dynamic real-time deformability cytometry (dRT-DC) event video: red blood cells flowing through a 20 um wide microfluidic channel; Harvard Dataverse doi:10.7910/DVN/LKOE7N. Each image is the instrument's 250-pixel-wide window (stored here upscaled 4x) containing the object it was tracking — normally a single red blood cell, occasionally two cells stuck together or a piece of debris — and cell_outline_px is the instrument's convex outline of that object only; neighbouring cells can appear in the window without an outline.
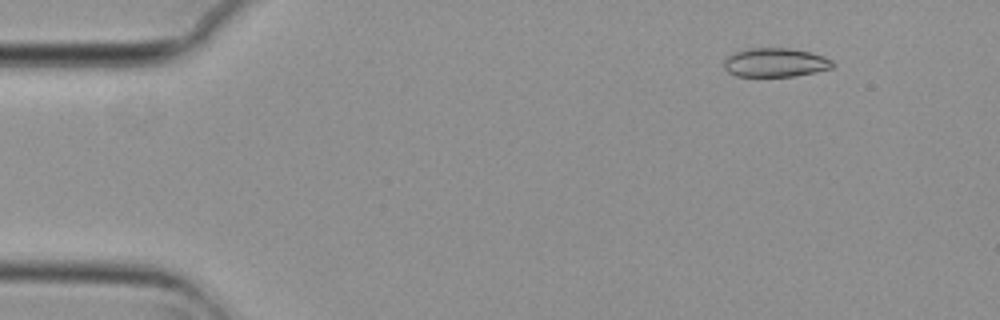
{"species": "common noctule bat (a hibernating species)", "species_latin": "Nyctalus noctula", "temperature_condition": "cold", "stored_images_in_passage": 5, "camera_frame_rate_fps": 3000, "um_per_image_px": 0.085, "animal": {"sex": "female", "body_mass_g": 29.2, "forearm_length_mm": 56.3}, "frame": {"image": 1, "passage_image": 2, "time_ms": 0.333, "image_size_px": [1000, 320], "cell_outline_px": [[836, 64], [832, 68], [816, 72], [796, 76], [736, 76], [728, 72], [724, 68], [724, 60], [732, 52], [748, 48], [792, 48], [812, 52], [824, 56], [832, 60]], "centroid_in_image_um": [65.92, 5.3], "position_along_channel_um": 19.1, "area_um2": 18.61}}
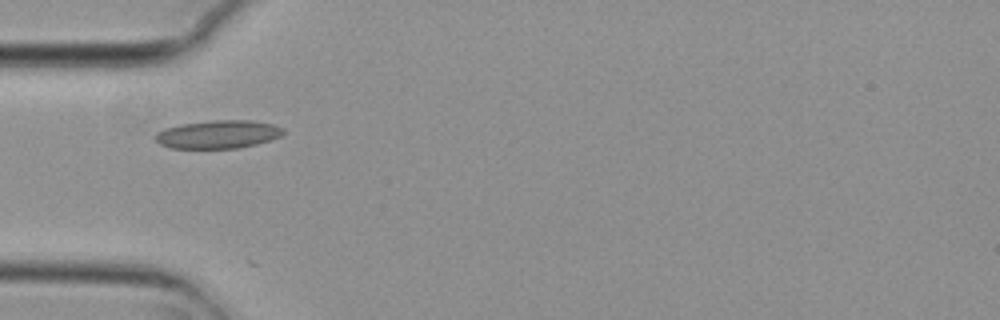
{"frame": {"image": 2, "passage_image": 5, "time_ms": 1.333, "image_size_px": [1000, 320], "cell_outline_px": [[284, 132], [280, 136], [256, 144], [236, 148], [168, 148], [160, 144], [156, 140], [156, 132], [164, 128], [180, 124], [212, 120], [252, 120], [272, 124], [284, 128]], "centroid_in_image_um": [18.51, 11.41], "position_along_channel_um": 66.5, "area_um2": 20.98}}